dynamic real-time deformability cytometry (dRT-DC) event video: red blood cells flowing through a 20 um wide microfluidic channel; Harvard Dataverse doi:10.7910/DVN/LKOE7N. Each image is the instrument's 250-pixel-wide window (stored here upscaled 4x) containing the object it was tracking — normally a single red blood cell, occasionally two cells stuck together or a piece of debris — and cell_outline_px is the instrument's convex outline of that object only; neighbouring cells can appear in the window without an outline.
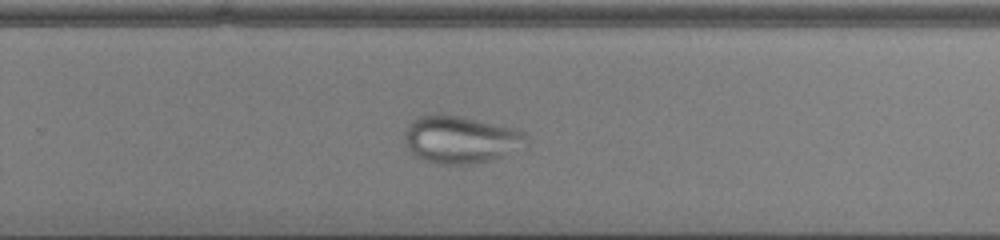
{"species": "common noctule bat (a hibernating species)", "species_latin": "Nyctalus noctula", "temperature_condition": "cold", "stored_images_in_passage": 43, "camera_frame_rate_fps": 3000, "um_per_image_px": 0.085, "animal": {"sex": "male", "body_mass_g": 13.0, "forearm_length_mm": 53.1}, "frame": {"image": 1, "passage_image": 25, "time_ms": 8.0, "image_size_px": [1000, 240], "cell_outline_px": [[528, 148], [492, 160], [472, 164], [440, 164], [424, 160], [416, 156], [404, 144], [404, 132], [408, 124], [416, 116], [460, 116], [512, 128], [524, 132], [528, 136]], "centroid_in_image_um": [39.2, 11.89], "position_along_channel_um": 290.6, "area_um2": 33.76}}